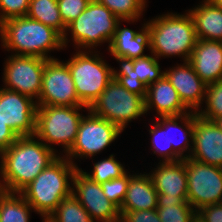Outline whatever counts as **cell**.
I'll use <instances>...</instances> for the list:
<instances>
[{
    "label": "cell",
    "instance_id": "6",
    "mask_svg": "<svg viewBox=\"0 0 222 222\" xmlns=\"http://www.w3.org/2000/svg\"><path fill=\"white\" fill-rule=\"evenodd\" d=\"M86 106H38L36 111L35 136L47 147L62 146L66 154L75 143L78 128L83 118L80 110Z\"/></svg>",
    "mask_w": 222,
    "mask_h": 222
},
{
    "label": "cell",
    "instance_id": "7",
    "mask_svg": "<svg viewBox=\"0 0 222 222\" xmlns=\"http://www.w3.org/2000/svg\"><path fill=\"white\" fill-rule=\"evenodd\" d=\"M99 54L96 50L76 49L72 57L65 61L71 72L78 99L88 108L113 79V68Z\"/></svg>",
    "mask_w": 222,
    "mask_h": 222
},
{
    "label": "cell",
    "instance_id": "15",
    "mask_svg": "<svg viewBox=\"0 0 222 222\" xmlns=\"http://www.w3.org/2000/svg\"><path fill=\"white\" fill-rule=\"evenodd\" d=\"M189 158L222 168V132L214 121L201 118L197 112Z\"/></svg>",
    "mask_w": 222,
    "mask_h": 222
},
{
    "label": "cell",
    "instance_id": "41",
    "mask_svg": "<svg viewBox=\"0 0 222 222\" xmlns=\"http://www.w3.org/2000/svg\"><path fill=\"white\" fill-rule=\"evenodd\" d=\"M214 122L216 123V125L218 126V128L221 130L222 132V117L214 120Z\"/></svg>",
    "mask_w": 222,
    "mask_h": 222
},
{
    "label": "cell",
    "instance_id": "4",
    "mask_svg": "<svg viewBox=\"0 0 222 222\" xmlns=\"http://www.w3.org/2000/svg\"><path fill=\"white\" fill-rule=\"evenodd\" d=\"M77 168L64 154L60 155L20 194L35 213L47 218L64 198L72 194V180Z\"/></svg>",
    "mask_w": 222,
    "mask_h": 222
},
{
    "label": "cell",
    "instance_id": "2",
    "mask_svg": "<svg viewBox=\"0 0 222 222\" xmlns=\"http://www.w3.org/2000/svg\"><path fill=\"white\" fill-rule=\"evenodd\" d=\"M0 40L2 48L13 55L37 56L47 60L54 59L49 55L51 51L64 49L63 36L57 30L28 16L1 23Z\"/></svg>",
    "mask_w": 222,
    "mask_h": 222
},
{
    "label": "cell",
    "instance_id": "27",
    "mask_svg": "<svg viewBox=\"0 0 222 222\" xmlns=\"http://www.w3.org/2000/svg\"><path fill=\"white\" fill-rule=\"evenodd\" d=\"M27 16L54 28L64 36L67 27L61 19L57 0H30Z\"/></svg>",
    "mask_w": 222,
    "mask_h": 222
},
{
    "label": "cell",
    "instance_id": "10",
    "mask_svg": "<svg viewBox=\"0 0 222 222\" xmlns=\"http://www.w3.org/2000/svg\"><path fill=\"white\" fill-rule=\"evenodd\" d=\"M186 160L187 202L196 210L222 201V168Z\"/></svg>",
    "mask_w": 222,
    "mask_h": 222
},
{
    "label": "cell",
    "instance_id": "40",
    "mask_svg": "<svg viewBox=\"0 0 222 222\" xmlns=\"http://www.w3.org/2000/svg\"><path fill=\"white\" fill-rule=\"evenodd\" d=\"M191 222H205V221L201 218V216L198 213H196L195 216L191 219Z\"/></svg>",
    "mask_w": 222,
    "mask_h": 222
},
{
    "label": "cell",
    "instance_id": "3",
    "mask_svg": "<svg viewBox=\"0 0 222 222\" xmlns=\"http://www.w3.org/2000/svg\"><path fill=\"white\" fill-rule=\"evenodd\" d=\"M150 37V50L158 60L161 57H182L188 61L196 45L195 23L191 14L167 12L145 22Z\"/></svg>",
    "mask_w": 222,
    "mask_h": 222
},
{
    "label": "cell",
    "instance_id": "39",
    "mask_svg": "<svg viewBox=\"0 0 222 222\" xmlns=\"http://www.w3.org/2000/svg\"><path fill=\"white\" fill-rule=\"evenodd\" d=\"M197 213L205 222H222L221 203L205 206L198 210Z\"/></svg>",
    "mask_w": 222,
    "mask_h": 222
},
{
    "label": "cell",
    "instance_id": "35",
    "mask_svg": "<svg viewBox=\"0 0 222 222\" xmlns=\"http://www.w3.org/2000/svg\"><path fill=\"white\" fill-rule=\"evenodd\" d=\"M90 1L91 0H57L60 16L66 27L86 9Z\"/></svg>",
    "mask_w": 222,
    "mask_h": 222
},
{
    "label": "cell",
    "instance_id": "25",
    "mask_svg": "<svg viewBox=\"0 0 222 222\" xmlns=\"http://www.w3.org/2000/svg\"><path fill=\"white\" fill-rule=\"evenodd\" d=\"M161 222H191L197 211L187 202V197L167 198L157 196L156 208Z\"/></svg>",
    "mask_w": 222,
    "mask_h": 222
},
{
    "label": "cell",
    "instance_id": "17",
    "mask_svg": "<svg viewBox=\"0 0 222 222\" xmlns=\"http://www.w3.org/2000/svg\"><path fill=\"white\" fill-rule=\"evenodd\" d=\"M188 62L206 84L222 80V41L198 39Z\"/></svg>",
    "mask_w": 222,
    "mask_h": 222
},
{
    "label": "cell",
    "instance_id": "37",
    "mask_svg": "<svg viewBox=\"0 0 222 222\" xmlns=\"http://www.w3.org/2000/svg\"><path fill=\"white\" fill-rule=\"evenodd\" d=\"M118 83L123 86L129 92L142 96L144 99L147 96V87L134 76H113Z\"/></svg>",
    "mask_w": 222,
    "mask_h": 222
},
{
    "label": "cell",
    "instance_id": "22",
    "mask_svg": "<svg viewBox=\"0 0 222 222\" xmlns=\"http://www.w3.org/2000/svg\"><path fill=\"white\" fill-rule=\"evenodd\" d=\"M157 196L152 179L148 173H135L129 179L125 199L120 211L154 210Z\"/></svg>",
    "mask_w": 222,
    "mask_h": 222
},
{
    "label": "cell",
    "instance_id": "30",
    "mask_svg": "<svg viewBox=\"0 0 222 222\" xmlns=\"http://www.w3.org/2000/svg\"><path fill=\"white\" fill-rule=\"evenodd\" d=\"M93 165L94 166L91 174L90 172H83L85 175L99 184L110 181L114 178H119L128 172V170L126 171L124 165L116 160L114 154H111L108 158H104L101 161L94 163Z\"/></svg>",
    "mask_w": 222,
    "mask_h": 222
},
{
    "label": "cell",
    "instance_id": "1",
    "mask_svg": "<svg viewBox=\"0 0 222 222\" xmlns=\"http://www.w3.org/2000/svg\"><path fill=\"white\" fill-rule=\"evenodd\" d=\"M35 135L21 136L0 153V190L20 193L59 156Z\"/></svg>",
    "mask_w": 222,
    "mask_h": 222
},
{
    "label": "cell",
    "instance_id": "23",
    "mask_svg": "<svg viewBox=\"0 0 222 222\" xmlns=\"http://www.w3.org/2000/svg\"><path fill=\"white\" fill-rule=\"evenodd\" d=\"M200 3L188 9L195 23L197 39L222 41V9L210 0Z\"/></svg>",
    "mask_w": 222,
    "mask_h": 222
},
{
    "label": "cell",
    "instance_id": "12",
    "mask_svg": "<svg viewBox=\"0 0 222 222\" xmlns=\"http://www.w3.org/2000/svg\"><path fill=\"white\" fill-rule=\"evenodd\" d=\"M37 106H84L78 99L71 72L57 58L45 62Z\"/></svg>",
    "mask_w": 222,
    "mask_h": 222
},
{
    "label": "cell",
    "instance_id": "5",
    "mask_svg": "<svg viewBox=\"0 0 222 222\" xmlns=\"http://www.w3.org/2000/svg\"><path fill=\"white\" fill-rule=\"evenodd\" d=\"M120 21L106 6L91 0L86 9L66 28L63 46L67 48L68 33L78 50H94L103 43L112 41Z\"/></svg>",
    "mask_w": 222,
    "mask_h": 222
},
{
    "label": "cell",
    "instance_id": "38",
    "mask_svg": "<svg viewBox=\"0 0 222 222\" xmlns=\"http://www.w3.org/2000/svg\"><path fill=\"white\" fill-rule=\"evenodd\" d=\"M19 136L0 117V153L7 150Z\"/></svg>",
    "mask_w": 222,
    "mask_h": 222
},
{
    "label": "cell",
    "instance_id": "26",
    "mask_svg": "<svg viewBox=\"0 0 222 222\" xmlns=\"http://www.w3.org/2000/svg\"><path fill=\"white\" fill-rule=\"evenodd\" d=\"M32 210L20 193L0 190V222H30Z\"/></svg>",
    "mask_w": 222,
    "mask_h": 222
},
{
    "label": "cell",
    "instance_id": "34",
    "mask_svg": "<svg viewBox=\"0 0 222 222\" xmlns=\"http://www.w3.org/2000/svg\"><path fill=\"white\" fill-rule=\"evenodd\" d=\"M30 0H0V24L4 21L27 16Z\"/></svg>",
    "mask_w": 222,
    "mask_h": 222
},
{
    "label": "cell",
    "instance_id": "32",
    "mask_svg": "<svg viewBox=\"0 0 222 222\" xmlns=\"http://www.w3.org/2000/svg\"><path fill=\"white\" fill-rule=\"evenodd\" d=\"M151 149L159 156L160 162H173V147H169L168 129H165L156 119L149 128Z\"/></svg>",
    "mask_w": 222,
    "mask_h": 222
},
{
    "label": "cell",
    "instance_id": "8",
    "mask_svg": "<svg viewBox=\"0 0 222 222\" xmlns=\"http://www.w3.org/2000/svg\"><path fill=\"white\" fill-rule=\"evenodd\" d=\"M95 115L118 126L122 131L133 120L145 115V99L129 92L116 79H112L106 89L88 108Z\"/></svg>",
    "mask_w": 222,
    "mask_h": 222
},
{
    "label": "cell",
    "instance_id": "19",
    "mask_svg": "<svg viewBox=\"0 0 222 222\" xmlns=\"http://www.w3.org/2000/svg\"><path fill=\"white\" fill-rule=\"evenodd\" d=\"M149 110L157 112L154 117L178 116L190 112L165 75L147 87V96L145 98L146 114Z\"/></svg>",
    "mask_w": 222,
    "mask_h": 222
},
{
    "label": "cell",
    "instance_id": "20",
    "mask_svg": "<svg viewBox=\"0 0 222 222\" xmlns=\"http://www.w3.org/2000/svg\"><path fill=\"white\" fill-rule=\"evenodd\" d=\"M155 118L165 129H168L169 147H173V162L188 159L193 146L195 112L190 111L178 116H160ZM179 133L180 138H177Z\"/></svg>",
    "mask_w": 222,
    "mask_h": 222
},
{
    "label": "cell",
    "instance_id": "33",
    "mask_svg": "<svg viewBox=\"0 0 222 222\" xmlns=\"http://www.w3.org/2000/svg\"><path fill=\"white\" fill-rule=\"evenodd\" d=\"M133 174L125 173L119 178L111 179L101 183L104 195L107 199L121 209L122 203L125 199L129 179Z\"/></svg>",
    "mask_w": 222,
    "mask_h": 222
},
{
    "label": "cell",
    "instance_id": "24",
    "mask_svg": "<svg viewBox=\"0 0 222 222\" xmlns=\"http://www.w3.org/2000/svg\"><path fill=\"white\" fill-rule=\"evenodd\" d=\"M113 57L120 63L119 71L113 68V76H134L148 87L165 75V71L160 68L159 60L153 54L138 59Z\"/></svg>",
    "mask_w": 222,
    "mask_h": 222
},
{
    "label": "cell",
    "instance_id": "21",
    "mask_svg": "<svg viewBox=\"0 0 222 222\" xmlns=\"http://www.w3.org/2000/svg\"><path fill=\"white\" fill-rule=\"evenodd\" d=\"M138 22L137 20H120L117 24L114 37L109 44L108 50L112 56L124 57L128 59H138L148 56L144 54V49H150V37L142 23L141 30L135 31L126 27L121 28V22Z\"/></svg>",
    "mask_w": 222,
    "mask_h": 222
},
{
    "label": "cell",
    "instance_id": "16",
    "mask_svg": "<svg viewBox=\"0 0 222 222\" xmlns=\"http://www.w3.org/2000/svg\"><path fill=\"white\" fill-rule=\"evenodd\" d=\"M165 76L178 92L183 104L190 111L197 112L201 109L205 100L207 84L195 73L188 61L165 70Z\"/></svg>",
    "mask_w": 222,
    "mask_h": 222
},
{
    "label": "cell",
    "instance_id": "31",
    "mask_svg": "<svg viewBox=\"0 0 222 222\" xmlns=\"http://www.w3.org/2000/svg\"><path fill=\"white\" fill-rule=\"evenodd\" d=\"M204 102L205 109L197 111L201 118L214 121L222 117V80L207 84Z\"/></svg>",
    "mask_w": 222,
    "mask_h": 222
},
{
    "label": "cell",
    "instance_id": "18",
    "mask_svg": "<svg viewBox=\"0 0 222 222\" xmlns=\"http://www.w3.org/2000/svg\"><path fill=\"white\" fill-rule=\"evenodd\" d=\"M149 176L158 195L167 198L187 197L186 160L159 162Z\"/></svg>",
    "mask_w": 222,
    "mask_h": 222
},
{
    "label": "cell",
    "instance_id": "29",
    "mask_svg": "<svg viewBox=\"0 0 222 222\" xmlns=\"http://www.w3.org/2000/svg\"><path fill=\"white\" fill-rule=\"evenodd\" d=\"M106 6L120 20H139L146 11V0H95Z\"/></svg>",
    "mask_w": 222,
    "mask_h": 222
},
{
    "label": "cell",
    "instance_id": "43",
    "mask_svg": "<svg viewBox=\"0 0 222 222\" xmlns=\"http://www.w3.org/2000/svg\"><path fill=\"white\" fill-rule=\"evenodd\" d=\"M42 222H52V221L48 218H42Z\"/></svg>",
    "mask_w": 222,
    "mask_h": 222
},
{
    "label": "cell",
    "instance_id": "28",
    "mask_svg": "<svg viewBox=\"0 0 222 222\" xmlns=\"http://www.w3.org/2000/svg\"><path fill=\"white\" fill-rule=\"evenodd\" d=\"M47 218L52 222H94L73 194L64 198Z\"/></svg>",
    "mask_w": 222,
    "mask_h": 222
},
{
    "label": "cell",
    "instance_id": "11",
    "mask_svg": "<svg viewBox=\"0 0 222 222\" xmlns=\"http://www.w3.org/2000/svg\"><path fill=\"white\" fill-rule=\"evenodd\" d=\"M47 59L37 56H8L4 63L2 81L5 89L38 100Z\"/></svg>",
    "mask_w": 222,
    "mask_h": 222
},
{
    "label": "cell",
    "instance_id": "14",
    "mask_svg": "<svg viewBox=\"0 0 222 222\" xmlns=\"http://www.w3.org/2000/svg\"><path fill=\"white\" fill-rule=\"evenodd\" d=\"M37 107L31 97L0 88V117L19 137L35 135Z\"/></svg>",
    "mask_w": 222,
    "mask_h": 222
},
{
    "label": "cell",
    "instance_id": "9",
    "mask_svg": "<svg viewBox=\"0 0 222 222\" xmlns=\"http://www.w3.org/2000/svg\"><path fill=\"white\" fill-rule=\"evenodd\" d=\"M87 112L88 114L83 116L80 122L75 143L64 155L77 167L78 165L75 164L73 158L87 159L91 157L93 159L96 154L102 152L118 139L123 132L118 126L95 115L89 109Z\"/></svg>",
    "mask_w": 222,
    "mask_h": 222
},
{
    "label": "cell",
    "instance_id": "42",
    "mask_svg": "<svg viewBox=\"0 0 222 222\" xmlns=\"http://www.w3.org/2000/svg\"><path fill=\"white\" fill-rule=\"evenodd\" d=\"M212 1L218 8L222 9V0H210Z\"/></svg>",
    "mask_w": 222,
    "mask_h": 222
},
{
    "label": "cell",
    "instance_id": "36",
    "mask_svg": "<svg viewBox=\"0 0 222 222\" xmlns=\"http://www.w3.org/2000/svg\"><path fill=\"white\" fill-rule=\"evenodd\" d=\"M120 214V222H161L156 209L139 211H120Z\"/></svg>",
    "mask_w": 222,
    "mask_h": 222
},
{
    "label": "cell",
    "instance_id": "13",
    "mask_svg": "<svg viewBox=\"0 0 222 222\" xmlns=\"http://www.w3.org/2000/svg\"><path fill=\"white\" fill-rule=\"evenodd\" d=\"M72 194L94 222H120V209L107 199L101 184L85 175L80 167L73 175Z\"/></svg>",
    "mask_w": 222,
    "mask_h": 222
}]
</instances>
